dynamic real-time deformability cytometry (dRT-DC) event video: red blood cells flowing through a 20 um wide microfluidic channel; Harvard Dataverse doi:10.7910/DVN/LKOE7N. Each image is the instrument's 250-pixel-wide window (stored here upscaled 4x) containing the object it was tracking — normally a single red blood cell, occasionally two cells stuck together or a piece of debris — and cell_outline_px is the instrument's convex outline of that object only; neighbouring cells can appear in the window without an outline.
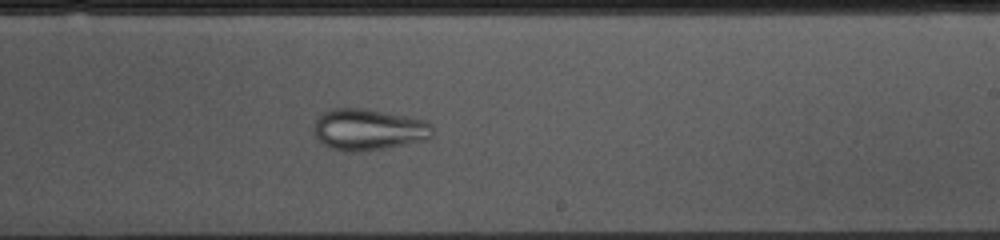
{"species": "common noctule bat (a hibernating species)", "species_latin": "Nyctalus noctula", "temperature_condition": "cold", "stored_images_in_passage": 43, "camera_frame_rate_fps": 3000, "um_per_image_px": 0.085, "animal": {"sex": "female", "body_mass_g": 10.0, "forearm_length_mm": 53.1}, "frame": {"image": 1, "passage_image": 21, "time_ms": 6.667, "image_size_px": [1000, 240], "cell_outline_px": [[432, 136], [428, 140], [384, 148], [356, 152], [352, 152], [332, 148], [324, 144], [316, 136], [316, 120], [328, 108], [368, 108], [428, 120], [432, 124]], "centroid_in_image_um": [31.4, 10.99], "position_along_channel_um": 257.6, "area_um2": 28.67}}
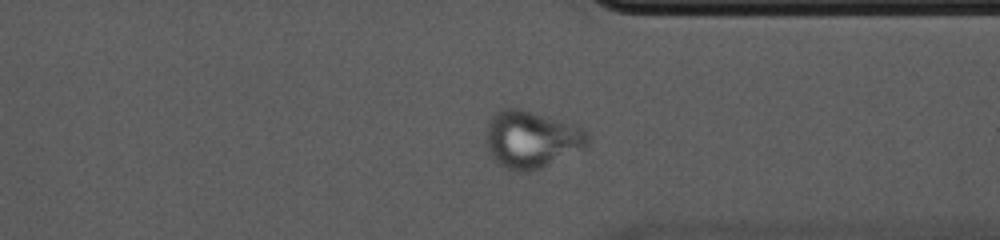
{"frame": {"image": 2, "passage_image": 30, "time_ms": 9.667, "image_size_px": [1000, 240], "cell_outline_px": [[588, 144], [584, 148], [540, 168], [528, 172], [516, 172], [504, 168], [492, 156], [488, 148], [484, 136], [488, 124], [492, 116], [500, 108], [520, 108], [572, 124], [584, 128], [588, 136]], "centroid_in_image_um": [45.14, 11.84], "position_along_channel_um": 366.3, "area_um2": 33.76}}
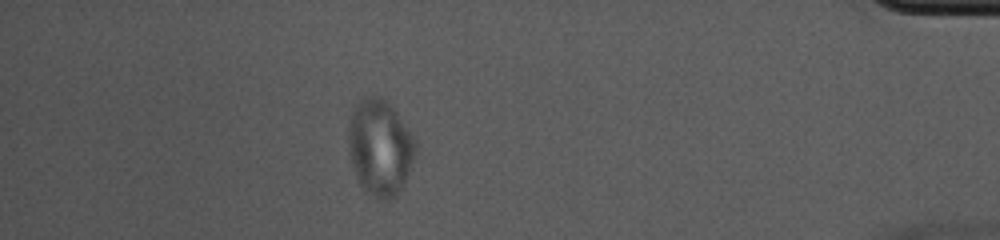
{"frame": {"image": 3, "passage_image": 37, "time_ms": 12.0, "image_size_px": [1000, 240], "cell_outline_px": [[416, 148], [404, 184], [396, 196], [388, 200], [372, 196], [364, 192], [356, 176], [352, 164], [348, 148], [348, 128], [352, 108], [364, 96], [380, 96], [396, 112], [408, 128], [416, 140]], "centroid_in_image_um": [32.27, 12.53], "position_along_channel_um": 402.9, "area_um2": 37.45}}